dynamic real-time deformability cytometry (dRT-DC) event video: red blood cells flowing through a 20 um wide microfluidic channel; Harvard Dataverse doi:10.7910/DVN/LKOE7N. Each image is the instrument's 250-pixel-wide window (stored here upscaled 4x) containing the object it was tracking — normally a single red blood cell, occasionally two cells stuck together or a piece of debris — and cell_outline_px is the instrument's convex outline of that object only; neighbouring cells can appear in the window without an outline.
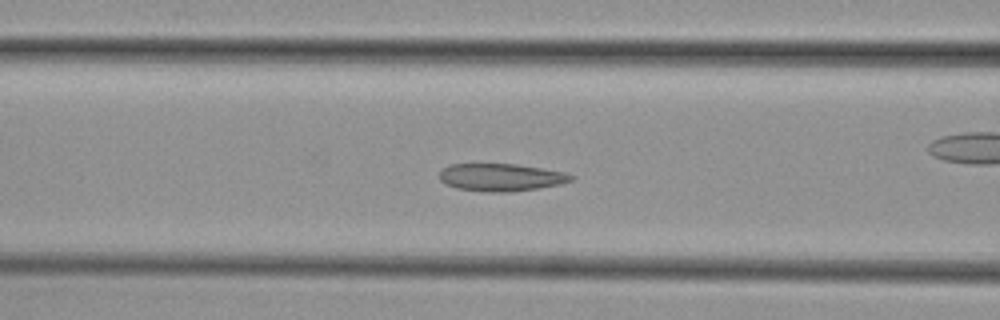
{"species": "common noctule bat (a hibernating species)", "species_latin": "Nyctalus noctula", "temperature_condition": "cold", "stored_images_in_passage": 56, "camera_frame_rate_fps": 3000, "um_per_image_px": 0.085, "animal": {"sex": "female", "body_mass_g": 29.2, "forearm_length_mm": 56.3}, "frame": {"image": 1, "passage_image": 22, "time_ms": 7.0, "image_size_px": [1000, 320], "cell_outline_px": [[576, 176], [572, 180], [560, 184], [540, 188], [508, 192], [492, 192], [456, 188], [444, 184], [440, 180], [440, 172], [448, 164], [516, 164], [544, 168], [564, 172]], "centroid_in_image_um": [42.6, 15.07], "position_along_channel_um": 124.0, "area_um2": 21.21}}
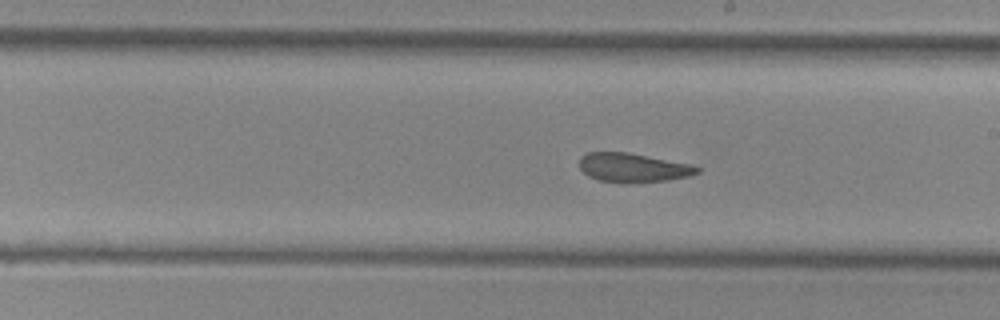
{"frame": {"image": 2, "passage_image": 31, "time_ms": 10.0, "image_size_px": [1000, 320], "cell_outline_px": [[700, 172], [692, 176], [668, 180], [632, 184], [620, 184], [596, 180], [588, 176], [580, 168], [580, 156], [588, 152], [628, 152], [692, 164], [700, 168]], "centroid_in_image_um": [53.82, 14.27], "position_along_channel_um": 235.2, "area_um2": 20.52}}
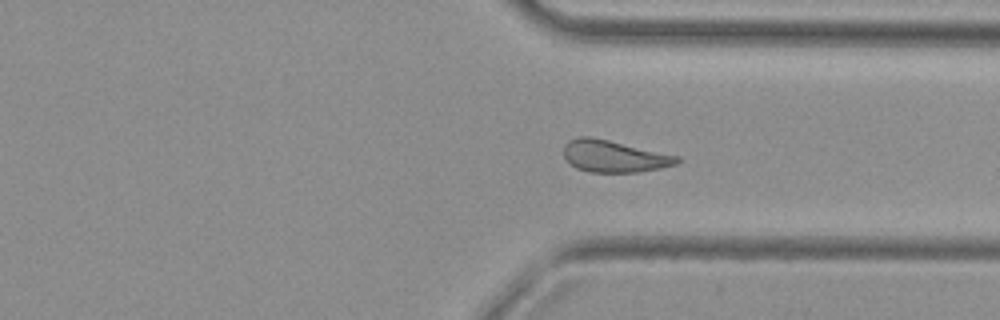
{"frame": {"image": 3, "passage_image": 41, "time_ms": 13.333, "image_size_px": [1000, 320], "cell_outline_px": [[680, 160], [676, 164], [660, 168], [640, 172], [588, 172], [576, 168], [568, 164], [564, 156], [564, 144], [568, 140], [580, 136], [592, 136], [680, 156]], "centroid_in_image_um": [52.16, 13.28], "position_along_channel_um": 359.2, "area_um2": 21.33}, "authors_computed_cell_mechanics": {"area_um2": 21.8195, "velocity_mm_per_s": 3.71, "shape_relaxation_time_tau1_ms": null, "shape_relaxation_time_tau2_ms": 3.5012, "deformation_change_tau1": null, "deformation_change_tau2": 0.1071}}